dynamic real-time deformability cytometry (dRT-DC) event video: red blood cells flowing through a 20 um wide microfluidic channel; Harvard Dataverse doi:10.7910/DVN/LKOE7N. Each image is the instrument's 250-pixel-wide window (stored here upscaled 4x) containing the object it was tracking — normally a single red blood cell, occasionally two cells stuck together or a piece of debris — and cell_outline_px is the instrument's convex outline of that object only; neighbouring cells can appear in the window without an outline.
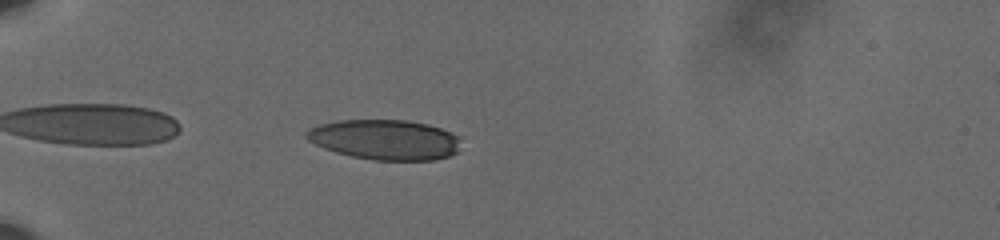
{"species": "human", "species_latin": "Homo sapiens", "temperature_condition": "cold", "stored_images_in_passage": 43, "camera_frame_rate_fps": 3000, "um_per_image_px": 0.085, "donor": {"sex": "male"}, "frame": {"image": 1, "passage_image": 3, "time_ms": 0.667, "image_size_px": [1000, 240], "cell_outline_px": [[456, 152], [448, 156], [432, 160], [376, 160], [352, 156], [336, 152], [324, 148], [308, 140], [304, 136], [304, 132], [308, 128], [320, 124], [340, 120], [408, 120], [428, 124], [440, 128], [456, 136]], "centroid_in_image_um": [32.63, 11.86], "position_along_channel_um": 52.4, "area_um2": 35.66}}
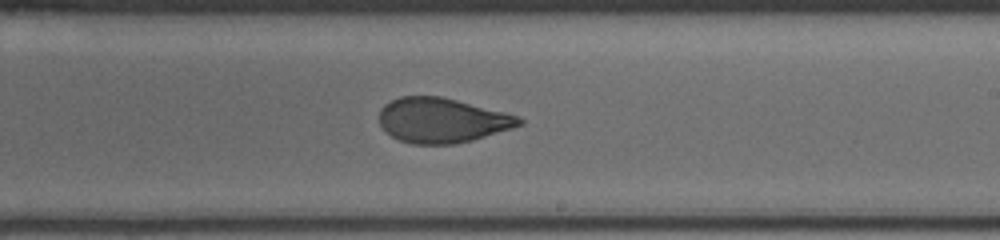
{"frame": {"image": 2, "passage_image": 22, "time_ms": 7.0, "image_size_px": [1000, 240], "cell_outline_px": [[524, 124], [512, 128], [472, 140], [452, 144], [412, 144], [400, 140], [392, 136], [380, 124], [380, 108], [384, 104], [400, 96], [440, 96], [520, 116], [524, 120]], "centroid_in_image_um": [37.58, 10.22], "position_along_channel_um": 251.4, "area_um2": 36.3}}
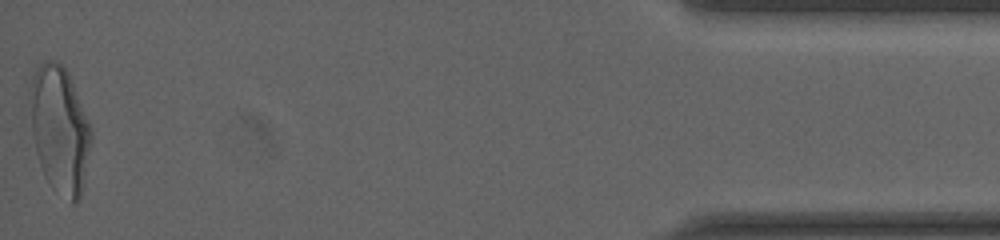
{"frame": {"image": 3, "passage_image": 43, "time_ms": 14.0, "image_size_px": [1000, 240], "cell_outline_px": [[92, 136], [80, 196], [72, 204], [52, 188], [48, 184], [44, 176], [36, 152], [32, 132], [28, 92], [32, 76], [36, 68], [44, 60], [52, 60], [60, 64], [68, 72], [72, 80], [92, 128]], "centroid_in_image_um": [5.05, 10.97], "position_along_channel_um": 430.2, "area_um2": 45.26}, "authors_computed_cell_mechanics": {"area_um2": 37.9746, "velocity_mm_per_s": 3.6113, "shape_relaxation_time_tau1_ms": 6.8847, "shape_relaxation_time_tau2_ms": 1.405, "deformation_change_tau1": 0.1948, "deformation_change_tau2": 0.0757}}